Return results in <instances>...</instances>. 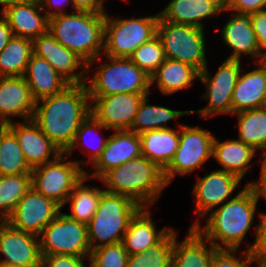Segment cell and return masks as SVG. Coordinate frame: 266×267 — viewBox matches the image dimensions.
Wrapping results in <instances>:
<instances>
[{
  "instance_id": "cell-33",
  "label": "cell",
  "mask_w": 266,
  "mask_h": 267,
  "mask_svg": "<svg viewBox=\"0 0 266 267\" xmlns=\"http://www.w3.org/2000/svg\"><path fill=\"white\" fill-rule=\"evenodd\" d=\"M148 96H146L139 106V109L134 117L130 131L137 134H142L146 131L170 129L166 123L180 116L191 114V110L177 111L168 107L150 105Z\"/></svg>"
},
{
  "instance_id": "cell-14",
  "label": "cell",
  "mask_w": 266,
  "mask_h": 267,
  "mask_svg": "<svg viewBox=\"0 0 266 267\" xmlns=\"http://www.w3.org/2000/svg\"><path fill=\"white\" fill-rule=\"evenodd\" d=\"M241 179L236 175L217 169L211 173L199 177L194 186L193 193L195 201V213L198 218L189 227H195L218 205L230 200L235 189L240 185ZM202 217V218H200Z\"/></svg>"
},
{
  "instance_id": "cell-42",
  "label": "cell",
  "mask_w": 266,
  "mask_h": 267,
  "mask_svg": "<svg viewBox=\"0 0 266 267\" xmlns=\"http://www.w3.org/2000/svg\"><path fill=\"white\" fill-rule=\"evenodd\" d=\"M85 259V257L65 254L42 256L40 267H88L84 263Z\"/></svg>"
},
{
  "instance_id": "cell-1",
  "label": "cell",
  "mask_w": 266,
  "mask_h": 267,
  "mask_svg": "<svg viewBox=\"0 0 266 267\" xmlns=\"http://www.w3.org/2000/svg\"><path fill=\"white\" fill-rule=\"evenodd\" d=\"M89 114L90 98L86 83L70 84L62 92L37 101L33 121L65 153Z\"/></svg>"
},
{
  "instance_id": "cell-51",
  "label": "cell",
  "mask_w": 266,
  "mask_h": 267,
  "mask_svg": "<svg viewBox=\"0 0 266 267\" xmlns=\"http://www.w3.org/2000/svg\"><path fill=\"white\" fill-rule=\"evenodd\" d=\"M0 267H27V266H20V265L8 264V263H0Z\"/></svg>"
},
{
  "instance_id": "cell-39",
  "label": "cell",
  "mask_w": 266,
  "mask_h": 267,
  "mask_svg": "<svg viewBox=\"0 0 266 267\" xmlns=\"http://www.w3.org/2000/svg\"><path fill=\"white\" fill-rule=\"evenodd\" d=\"M129 58L149 76H151L166 59L162 42L157 35L139 46Z\"/></svg>"
},
{
  "instance_id": "cell-46",
  "label": "cell",
  "mask_w": 266,
  "mask_h": 267,
  "mask_svg": "<svg viewBox=\"0 0 266 267\" xmlns=\"http://www.w3.org/2000/svg\"><path fill=\"white\" fill-rule=\"evenodd\" d=\"M261 175L258 181L249 182L246 186L254 193V196L259 201L260 197L266 201V151L260 153Z\"/></svg>"
},
{
  "instance_id": "cell-48",
  "label": "cell",
  "mask_w": 266,
  "mask_h": 267,
  "mask_svg": "<svg viewBox=\"0 0 266 267\" xmlns=\"http://www.w3.org/2000/svg\"><path fill=\"white\" fill-rule=\"evenodd\" d=\"M74 11H85L98 14H106L101 0H72Z\"/></svg>"
},
{
  "instance_id": "cell-18",
  "label": "cell",
  "mask_w": 266,
  "mask_h": 267,
  "mask_svg": "<svg viewBox=\"0 0 266 267\" xmlns=\"http://www.w3.org/2000/svg\"><path fill=\"white\" fill-rule=\"evenodd\" d=\"M36 101L24 76L0 77V125L13 122V117L32 120ZM12 118V119H11Z\"/></svg>"
},
{
  "instance_id": "cell-9",
  "label": "cell",
  "mask_w": 266,
  "mask_h": 267,
  "mask_svg": "<svg viewBox=\"0 0 266 267\" xmlns=\"http://www.w3.org/2000/svg\"><path fill=\"white\" fill-rule=\"evenodd\" d=\"M204 29L177 24L159 17L157 36L165 57L194 67L199 73L207 66Z\"/></svg>"
},
{
  "instance_id": "cell-5",
  "label": "cell",
  "mask_w": 266,
  "mask_h": 267,
  "mask_svg": "<svg viewBox=\"0 0 266 267\" xmlns=\"http://www.w3.org/2000/svg\"><path fill=\"white\" fill-rule=\"evenodd\" d=\"M106 57V62L101 61ZM100 55L87 64V73L94 63L99 67L86 79L89 96H107L118 93H152L151 78L130 58ZM100 61V62H99ZM107 61H109L107 63ZM88 83V84H87Z\"/></svg>"
},
{
  "instance_id": "cell-52",
  "label": "cell",
  "mask_w": 266,
  "mask_h": 267,
  "mask_svg": "<svg viewBox=\"0 0 266 267\" xmlns=\"http://www.w3.org/2000/svg\"><path fill=\"white\" fill-rule=\"evenodd\" d=\"M259 267H266V257L261 258Z\"/></svg>"
},
{
  "instance_id": "cell-37",
  "label": "cell",
  "mask_w": 266,
  "mask_h": 267,
  "mask_svg": "<svg viewBox=\"0 0 266 267\" xmlns=\"http://www.w3.org/2000/svg\"><path fill=\"white\" fill-rule=\"evenodd\" d=\"M175 230L172 228L157 244L145 252L129 255L126 267H171Z\"/></svg>"
},
{
  "instance_id": "cell-25",
  "label": "cell",
  "mask_w": 266,
  "mask_h": 267,
  "mask_svg": "<svg viewBox=\"0 0 266 267\" xmlns=\"http://www.w3.org/2000/svg\"><path fill=\"white\" fill-rule=\"evenodd\" d=\"M152 218L150 207H142L130 220L122 239V244L128 255L145 252L172 229L169 226L158 230Z\"/></svg>"
},
{
  "instance_id": "cell-30",
  "label": "cell",
  "mask_w": 266,
  "mask_h": 267,
  "mask_svg": "<svg viewBox=\"0 0 266 267\" xmlns=\"http://www.w3.org/2000/svg\"><path fill=\"white\" fill-rule=\"evenodd\" d=\"M151 87L159 88L164 95H171L191 87L199 72L189 64L166 58L164 63L150 76Z\"/></svg>"
},
{
  "instance_id": "cell-43",
  "label": "cell",
  "mask_w": 266,
  "mask_h": 267,
  "mask_svg": "<svg viewBox=\"0 0 266 267\" xmlns=\"http://www.w3.org/2000/svg\"><path fill=\"white\" fill-rule=\"evenodd\" d=\"M225 9L228 12L251 14L266 9V0H227Z\"/></svg>"
},
{
  "instance_id": "cell-50",
  "label": "cell",
  "mask_w": 266,
  "mask_h": 267,
  "mask_svg": "<svg viewBox=\"0 0 266 267\" xmlns=\"http://www.w3.org/2000/svg\"><path fill=\"white\" fill-rule=\"evenodd\" d=\"M30 1H35V0H0V6H2L1 11L5 9L7 6L19 3H26Z\"/></svg>"
},
{
  "instance_id": "cell-6",
  "label": "cell",
  "mask_w": 266,
  "mask_h": 267,
  "mask_svg": "<svg viewBox=\"0 0 266 267\" xmlns=\"http://www.w3.org/2000/svg\"><path fill=\"white\" fill-rule=\"evenodd\" d=\"M141 208L128 196L104 192L95 215L87 224L90 249L122 243L130 220Z\"/></svg>"
},
{
  "instance_id": "cell-34",
  "label": "cell",
  "mask_w": 266,
  "mask_h": 267,
  "mask_svg": "<svg viewBox=\"0 0 266 267\" xmlns=\"http://www.w3.org/2000/svg\"><path fill=\"white\" fill-rule=\"evenodd\" d=\"M33 53V40L13 36L0 52V77L24 76Z\"/></svg>"
},
{
  "instance_id": "cell-13",
  "label": "cell",
  "mask_w": 266,
  "mask_h": 267,
  "mask_svg": "<svg viewBox=\"0 0 266 267\" xmlns=\"http://www.w3.org/2000/svg\"><path fill=\"white\" fill-rule=\"evenodd\" d=\"M150 93L89 96L90 113L110 130H129L140 104Z\"/></svg>"
},
{
  "instance_id": "cell-17",
  "label": "cell",
  "mask_w": 266,
  "mask_h": 267,
  "mask_svg": "<svg viewBox=\"0 0 266 267\" xmlns=\"http://www.w3.org/2000/svg\"><path fill=\"white\" fill-rule=\"evenodd\" d=\"M0 263L27 267H40L39 236L13 228L5 222L0 229Z\"/></svg>"
},
{
  "instance_id": "cell-31",
  "label": "cell",
  "mask_w": 266,
  "mask_h": 267,
  "mask_svg": "<svg viewBox=\"0 0 266 267\" xmlns=\"http://www.w3.org/2000/svg\"><path fill=\"white\" fill-rule=\"evenodd\" d=\"M87 180H90L88 176L83 178L74 186L73 191L70 193L65 204L70 202L71 214H66L69 218L88 224L92 217L95 215L99 200L104 189L96 187L94 185L84 184Z\"/></svg>"
},
{
  "instance_id": "cell-29",
  "label": "cell",
  "mask_w": 266,
  "mask_h": 267,
  "mask_svg": "<svg viewBox=\"0 0 266 267\" xmlns=\"http://www.w3.org/2000/svg\"><path fill=\"white\" fill-rule=\"evenodd\" d=\"M258 152L251 146L246 145L239 139H228L225 141L217 140L213 143V159L222 165L225 172L232 173L241 180L252 167V159Z\"/></svg>"
},
{
  "instance_id": "cell-28",
  "label": "cell",
  "mask_w": 266,
  "mask_h": 267,
  "mask_svg": "<svg viewBox=\"0 0 266 267\" xmlns=\"http://www.w3.org/2000/svg\"><path fill=\"white\" fill-rule=\"evenodd\" d=\"M182 125L178 124V129H159L140 134L142 155L164 170L178 149Z\"/></svg>"
},
{
  "instance_id": "cell-16",
  "label": "cell",
  "mask_w": 266,
  "mask_h": 267,
  "mask_svg": "<svg viewBox=\"0 0 266 267\" xmlns=\"http://www.w3.org/2000/svg\"><path fill=\"white\" fill-rule=\"evenodd\" d=\"M33 53L47 60L69 84H85L91 76L87 63L62 46L49 31L33 40Z\"/></svg>"
},
{
  "instance_id": "cell-7",
  "label": "cell",
  "mask_w": 266,
  "mask_h": 267,
  "mask_svg": "<svg viewBox=\"0 0 266 267\" xmlns=\"http://www.w3.org/2000/svg\"><path fill=\"white\" fill-rule=\"evenodd\" d=\"M159 13L145 17L113 18L105 14L104 55L129 58L157 35Z\"/></svg>"
},
{
  "instance_id": "cell-44",
  "label": "cell",
  "mask_w": 266,
  "mask_h": 267,
  "mask_svg": "<svg viewBox=\"0 0 266 267\" xmlns=\"http://www.w3.org/2000/svg\"><path fill=\"white\" fill-rule=\"evenodd\" d=\"M259 224L255 226V240L245 250L257 252L260 258L266 257V213H259Z\"/></svg>"
},
{
  "instance_id": "cell-38",
  "label": "cell",
  "mask_w": 266,
  "mask_h": 267,
  "mask_svg": "<svg viewBox=\"0 0 266 267\" xmlns=\"http://www.w3.org/2000/svg\"><path fill=\"white\" fill-rule=\"evenodd\" d=\"M31 188V174L0 175V216L7 219Z\"/></svg>"
},
{
  "instance_id": "cell-24",
  "label": "cell",
  "mask_w": 266,
  "mask_h": 267,
  "mask_svg": "<svg viewBox=\"0 0 266 267\" xmlns=\"http://www.w3.org/2000/svg\"><path fill=\"white\" fill-rule=\"evenodd\" d=\"M222 12H227L223 0H171L159 16L165 21L204 29V19Z\"/></svg>"
},
{
  "instance_id": "cell-26",
  "label": "cell",
  "mask_w": 266,
  "mask_h": 267,
  "mask_svg": "<svg viewBox=\"0 0 266 267\" xmlns=\"http://www.w3.org/2000/svg\"><path fill=\"white\" fill-rule=\"evenodd\" d=\"M185 240H175L172 249L171 267H211L214 252L217 249L195 228L188 227ZM208 242L209 246H206Z\"/></svg>"
},
{
  "instance_id": "cell-49",
  "label": "cell",
  "mask_w": 266,
  "mask_h": 267,
  "mask_svg": "<svg viewBox=\"0 0 266 267\" xmlns=\"http://www.w3.org/2000/svg\"><path fill=\"white\" fill-rule=\"evenodd\" d=\"M13 32L9 26L7 20L1 15L0 16V52L6 47L8 42L13 37Z\"/></svg>"
},
{
  "instance_id": "cell-11",
  "label": "cell",
  "mask_w": 266,
  "mask_h": 267,
  "mask_svg": "<svg viewBox=\"0 0 266 267\" xmlns=\"http://www.w3.org/2000/svg\"><path fill=\"white\" fill-rule=\"evenodd\" d=\"M42 256L74 255L89 259L87 225L60 212L39 235Z\"/></svg>"
},
{
  "instance_id": "cell-45",
  "label": "cell",
  "mask_w": 266,
  "mask_h": 267,
  "mask_svg": "<svg viewBox=\"0 0 266 267\" xmlns=\"http://www.w3.org/2000/svg\"><path fill=\"white\" fill-rule=\"evenodd\" d=\"M251 23L257 37L261 55L266 57V9L251 13Z\"/></svg>"
},
{
  "instance_id": "cell-23",
  "label": "cell",
  "mask_w": 266,
  "mask_h": 267,
  "mask_svg": "<svg viewBox=\"0 0 266 267\" xmlns=\"http://www.w3.org/2000/svg\"><path fill=\"white\" fill-rule=\"evenodd\" d=\"M255 69L237 78L232 94V115L240 111L266 106V62H255Z\"/></svg>"
},
{
  "instance_id": "cell-35",
  "label": "cell",
  "mask_w": 266,
  "mask_h": 267,
  "mask_svg": "<svg viewBox=\"0 0 266 267\" xmlns=\"http://www.w3.org/2000/svg\"><path fill=\"white\" fill-rule=\"evenodd\" d=\"M15 133L0 125V175L31 174Z\"/></svg>"
},
{
  "instance_id": "cell-41",
  "label": "cell",
  "mask_w": 266,
  "mask_h": 267,
  "mask_svg": "<svg viewBox=\"0 0 266 267\" xmlns=\"http://www.w3.org/2000/svg\"><path fill=\"white\" fill-rule=\"evenodd\" d=\"M238 250L216 249L211 262V267H251L256 263L259 267L261 258L257 252L244 250L242 257H238Z\"/></svg>"
},
{
  "instance_id": "cell-12",
  "label": "cell",
  "mask_w": 266,
  "mask_h": 267,
  "mask_svg": "<svg viewBox=\"0 0 266 267\" xmlns=\"http://www.w3.org/2000/svg\"><path fill=\"white\" fill-rule=\"evenodd\" d=\"M241 60L226 59L211 75L208 65L199 73V80L206 87V93L201 98L208 100L207 107L191 110V114L199 113L202 118L218 116V114L232 115V94L243 67Z\"/></svg>"
},
{
  "instance_id": "cell-8",
  "label": "cell",
  "mask_w": 266,
  "mask_h": 267,
  "mask_svg": "<svg viewBox=\"0 0 266 267\" xmlns=\"http://www.w3.org/2000/svg\"><path fill=\"white\" fill-rule=\"evenodd\" d=\"M69 158V155L62 153L55 160L34 167L31 171V187L61 208L86 171L82 168V165H86L84 160L72 161Z\"/></svg>"
},
{
  "instance_id": "cell-15",
  "label": "cell",
  "mask_w": 266,
  "mask_h": 267,
  "mask_svg": "<svg viewBox=\"0 0 266 267\" xmlns=\"http://www.w3.org/2000/svg\"><path fill=\"white\" fill-rule=\"evenodd\" d=\"M61 209L53 200L31 187L18 202L6 222L15 229L39 236Z\"/></svg>"
},
{
  "instance_id": "cell-53",
  "label": "cell",
  "mask_w": 266,
  "mask_h": 267,
  "mask_svg": "<svg viewBox=\"0 0 266 267\" xmlns=\"http://www.w3.org/2000/svg\"><path fill=\"white\" fill-rule=\"evenodd\" d=\"M6 222V219L0 216V229L3 226V224Z\"/></svg>"
},
{
  "instance_id": "cell-36",
  "label": "cell",
  "mask_w": 266,
  "mask_h": 267,
  "mask_svg": "<svg viewBox=\"0 0 266 267\" xmlns=\"http://www.w3.org/2000/svg\"><path fill=\"white\" fill-rule=\"evenodd\" d=\"M100 130H110L107 127H105L100 121H98L91 113L87 116V118L81 123L79 126L78 131L76 132L74 142L70 146V148L65 152L67 155L71 157L73 151H75V148H81V146H85L84 150L87 151L88 154V160L86 161V164L89 162L93 164L98 157L101 155L103 150L105 149V146L107 144L109 137H100V138H94L92 134L96 133V131ZM93 137V138H87ZM95 136V135H94ZM94 139V140H93ZM96 140V141H95ZM88 142V143H87ZM82 144V145H81ZM87 147V148H86Z\"/></svg>"
},
{
  "instance_id": "cell-22",
  "label": "cell",
  "mask_w": 266,
  "mask_h": 267,
  "mask_svg": "<svg viewBox=\"0 0 266 267\" xmlns=\"http://www.w3.org/2000/svg\"><path fill=\"white\" fill-rule=\"evenodd\" d=\"M16 37L35 40L48 32L49 18L38 0L7 6L0 11Z\"/></svg>"
},
{
  "instance_id": "cell-32",
  "label": "cell",
  "mask_w": 266,
  "mask_h": 267,
  "mask_svg": "<svg viewBox=\"0 0 266 267\" xmlns=\"http://www.w3.org/2000/svg\"><path fill=\"white\" fill-rule=\"evenodd\" d=\"M238 119V139L255 151H266V106L233 114Z\"/></svg>"
},
{
  "instance_id": "cell-40",
  "label": "cell",
  "mask_w": 266,
  "mask_h": 267,
  "mask_svg": "<svg viewBox=\"0 0 266 267\" xmlns=\"http://www.w3.org/2000/svg\"><path fill=\"white\" fill-rule=\"evenodd\" d=\"M128 252L122 243L110 244L91 250L90 267H126Z\"/></svg>"
},
{
  "instance_id": "cell-19",
  "label": "cell",
  "mask_w": 266,
  "mask_h": 267,
  "mask_svg": "<svg viewBox=\"0 0 266 267\" xmlns=\"http://www.w3.org/2000/svg\"><path fill=\"white\" fill-rule=\"evenodd\" d=\"M142 155L140 135L130 130H114L109 136L105 149L91 165L93 173L85 175L90 179H99L109 169L121 166L131 159Z\"/></svg>"
},
{
  "instance_id": "cell-21",
  "label": "cell",
  "mask_w": 266,
  "mask_h": 267,
  "mask_svg": "<svg viewBox=\"0 0 266 267\" xmlns=\"http://www.w3.org/2000/svg\"><path fill=\"white\" fill-rule=\"evenodd\" d=\"M233 13L221 28L222 41L232 49L227 59L242 60L241 56L255 57V62L264 61L251 23V14ZM242 54V55H241Z\"/></svg>"
},
{
  "instance_id": "cell-3",
  "label": "cell",
  "mask_w": 266,
  "mask_h": 267,
  "mask_svg": "<svg viewBox=\"0 0 266 267\" xmlns=\"http://www.w3.org/2000/svg\"><path fill=\"white\" fill-rule=\"evenodd\" d=\"M105 192L125 195L141 207H150L168 185L163 170L143 155L109 169L99 179Z\"/></svg>"
},
{
  "instance_id": "cell-47",
  "label": "cell",
  "mask_w": 266,
  "mask_h": 267,
  "mask_svg": "<svg viewBox=\"0 0 266 267\" xmlns=\"http://www.w3.org/2000/svg\"><path fill=\"white\" fill-rule=\"evenodd\" d=\"M39 4L41 5V8L47 15V17L50 19L51 17L57 16V15H62V14H67L63 10L64 6H67L68 4L71 3V10L74 12V7L72 5V0H38Z\"/></svg>"
},
{
  "instance_id": "cell-2",
  "label": "cell",
  "mask_w": 266,
  "mask_h": 267,
  "mask_svg": "<svg viewBox=\"0 0 266 267\" xmlns=\"http://www.w3.org/2000/svg\"><path fill=\"white\" fill-rule=\"evenodd\" d=\"M258 200L245 185L234 197L208 214L205 225L195 228L217 249L239 250L254 225Z\"/></svg>"
},
{
  "instance_id": "cell-10",
  "label": "cell",
  "mask_w": 266,
  "mask_h": 267,
  "mask_svg": "<svg viewBox=\"0 0 266 267\" xmlns=\"http://www.w3.org/2000/svg\"><path fill=\"white\" fill-rule=\"evenodd\" d=\"M215 135L208 129L188 126L180 127V141L170 164L163 170L164 179L169 185L176 175L186 176L213 157Z\"/></svg>"
},
{
  "instance_id": "cell-27",
  "label": "cell",
  "mask_w": 266,
  "mask_h": 267,
  "mask_svg": "<svg viewBox=\"0 0 266 267\" xmlns=\"http://www.w3.org/2000/svg\"><path fill=\"white\" fill-rule=\"evenodd\" d=\"M37 102L62 92L70 84L44 58L32 53L24 74Z\"/></svg>"
},
{
  "instance_id": "cell-20",
  "label": "cell",
  "mask_w": 266,
  "mask_h": 267,
  "mask_svg": "<svg viewBox=\"0 0 266 267\" xmlns=\"http://www.w3.org/2000/svg\"><path fill=\"white\" fill-rule=\"evenodd\" d=\"M7 126L15 133L27 164L32 169L51 162L62 154L33 119L17 123L13 121Z\"/></svg>"
},
{
  "instance_id": "cell-4",
  "label": "cell",
  "mask_w": 266,
  "mask_h": 267,
  "mask_svg": "<svg viewBox=\"0 0 266 267\" xmlns=\"http://www.w3.org/2000/svg\"><path fill=\"white\" fill-rule=\"evenodd\" d=\"M105 14L85 11L57 15L49 19V33L87 64L104 51Z\"/></svg>"
}]
</instances>
